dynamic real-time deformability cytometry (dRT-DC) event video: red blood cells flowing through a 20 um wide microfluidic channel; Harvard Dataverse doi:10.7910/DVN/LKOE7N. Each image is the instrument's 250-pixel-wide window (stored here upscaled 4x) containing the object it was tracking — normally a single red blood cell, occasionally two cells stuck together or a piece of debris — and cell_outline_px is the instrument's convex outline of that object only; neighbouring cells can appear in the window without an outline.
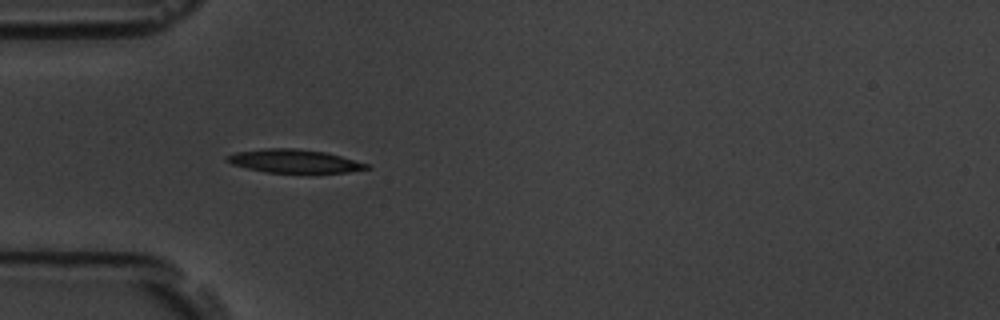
{"species": "common noctule bat (a hibernating species)", "species_latin": "Nyctalus noctula", "temperature_condition": "room temperature", "stored_images_in_passage": 6, "camera_frame_rate_fps": 3000, "um_per_image_px": 0.085, "animal": {"sex": "male", "body_mass_g": 19.5, "forearm_length_mm": 54.6}, "frame": {"image": 1, "passage_image": 4, "time_ms": 4.333, "image_size_px": [1000, 320], "cell_outline_px": [[372, 168], [348, 172], [308, 176], [268, 172], [248, 168], [232, 164], [224, 160], [224, 156], [236, 152], [264, 148], [296, 148], [324, 152], [372, 164]], "centroid_in_image_um": [25.09, 13.74], "position_along_channel_um": 59.9, "area_um2": 20.11}}
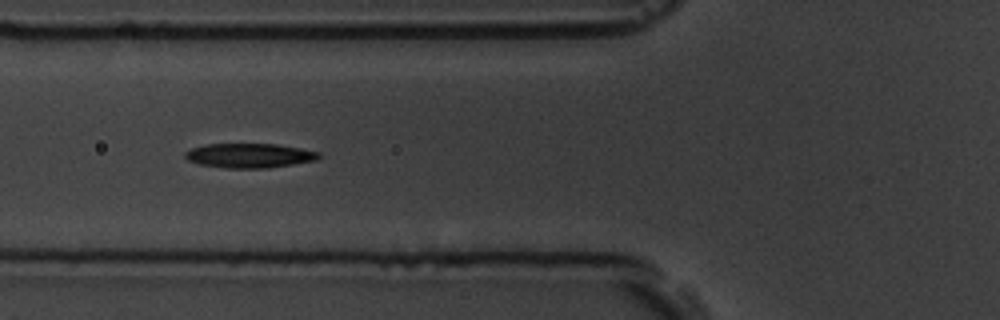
{"frame": {"image": 2, "passage_image": 5, "time_ms": 5.667, "image_size_px": [1000, 320], "cell_outline_px": [[320, 156], [316, 160], [268, 168], [224, 168], [200, 164], [188, 160], [184, 156], [184, 152], [192, 148], [208, 144], [276, 144], [300, 148], [320, 152]], "centroid_in_image_um": [21.19, 13.22], "position_along_channel_um": 104.6, "area_um2": 18.96}}
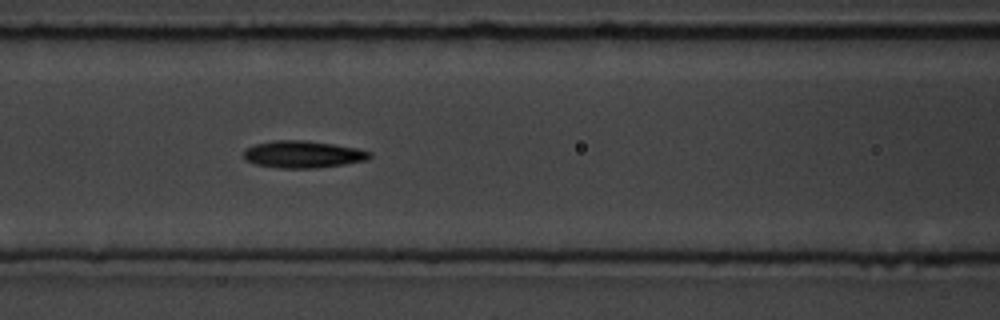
{"frame": {"image": 3, "passage_image": 6, "time_ms": 6.667, "image_size_px": [1000, 320], "cell_outline_px": [[372, 156], [368, 160], [344, 164], [316, 168], [276, 168], [256, 164], [244, 160], [244, 152], [248, 148], [256, 144], [276, 140], [304, 140], [360, 148], [372, 152]], "centroid_in_image_um": [25.79, 13.12], "position_along_channel_um": 140.8, "area_um2": 19.94}}